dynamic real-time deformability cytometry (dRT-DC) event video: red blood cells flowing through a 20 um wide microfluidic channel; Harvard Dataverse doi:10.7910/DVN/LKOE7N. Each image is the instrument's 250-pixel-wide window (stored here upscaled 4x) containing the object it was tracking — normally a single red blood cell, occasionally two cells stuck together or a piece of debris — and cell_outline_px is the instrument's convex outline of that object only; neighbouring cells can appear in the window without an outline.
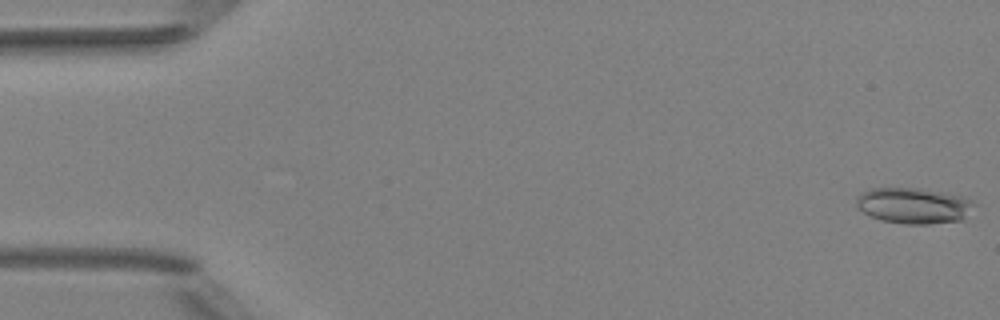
{"species": "Egyptian fruit bat (a non-hibernating species)", "species_latin": "Rousettus aegyptiacus", "temperature_condition": "room temperature", "stored_images_in_passage": 5, "camera_frame_rate_fps": 3000, "um_per_image_px": 0.085, "animal": {"sex": "female"}, "frame": {"image": 1, "passage_image": 1, "time_ms": 0.0, "image_size_px": [1000, 320], "cell_outline_px": [[976, 204], [964, 220], [928, 224], [904, 224], [880, 220], [856, 208], [856, 196], [860, 192], [872, 188], [920, 188], [944, 192], [964, 196], [972, 200]], "centroid_in_image_um": [77.67, 17.47], "position_along_channel_um": 7.3, "area_um2": 25.03}}
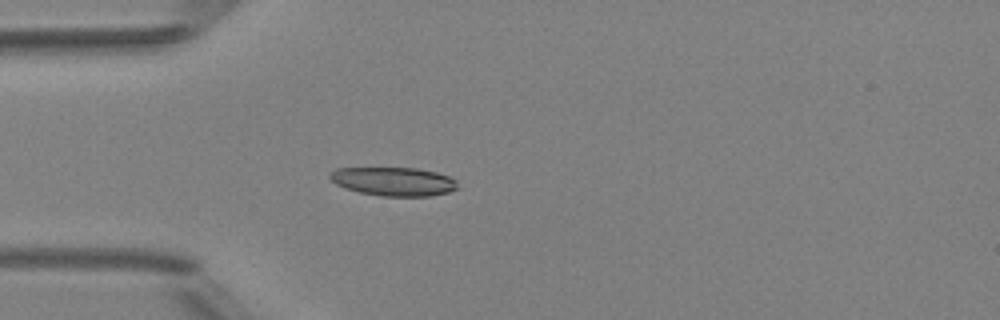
{"frame": {"image": 2, "passage_image": 5, "time_ms": 4.667, "image_size_px": [1000, 320], "cell_outline_px": [[460, 188], [448, 192], [428, 196], [380, 196], [360, 192], [336, 184], [328, 176], [336, 168], [416, 168], [436, 172], [448, 176], [456, 180]], "centroid_in_image_um": [33.5, 15.42], "position_along_channel_um": 51.5, "area_um2": 21.21}}